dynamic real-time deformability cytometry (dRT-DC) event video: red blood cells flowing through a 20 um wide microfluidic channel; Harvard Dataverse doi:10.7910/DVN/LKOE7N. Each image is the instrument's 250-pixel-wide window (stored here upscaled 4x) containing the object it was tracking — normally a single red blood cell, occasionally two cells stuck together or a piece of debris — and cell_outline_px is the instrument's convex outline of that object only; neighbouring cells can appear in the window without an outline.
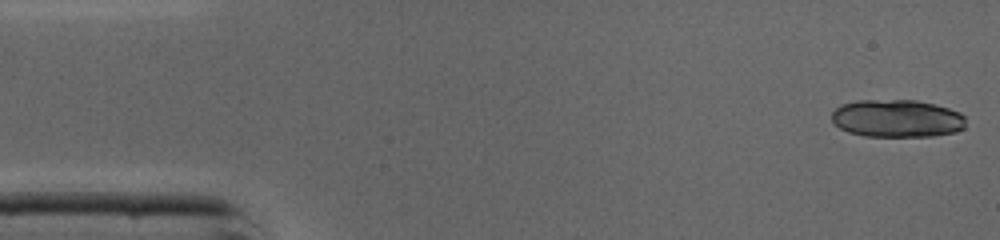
{"species": "common noctule bat (a hibernating species)", "species_latin": "Nyctalus noctula", "temperature_condition": "cold", "stored_images_in_passage": 44, "segment_of_instrument_passage": [1, 2], "camera_frame_rate_fps": 3000, "um_per_image_px": 0.085, "animal": {"sex": "male", "body_mass_g": 19.0, "forearm_length_mm": 50.8}, "frame": {"image": 1, "passage_image": 1, "time_ms": 0.0, "image_size_px": [1000, 240], "cell_outline_px": [[964, 128], [956, 132], [932, 136], [864, 136], [848, 132], [840, 128], [832, 120], [832, 112], [840, 104], [856, 100], [916, 100], [948, 108], [960, 112], [964, 116]], "centroid_in_image_um": [76.22, 10.06], "position_along_channel_um": 8.8, "area_um2": 29.48}}